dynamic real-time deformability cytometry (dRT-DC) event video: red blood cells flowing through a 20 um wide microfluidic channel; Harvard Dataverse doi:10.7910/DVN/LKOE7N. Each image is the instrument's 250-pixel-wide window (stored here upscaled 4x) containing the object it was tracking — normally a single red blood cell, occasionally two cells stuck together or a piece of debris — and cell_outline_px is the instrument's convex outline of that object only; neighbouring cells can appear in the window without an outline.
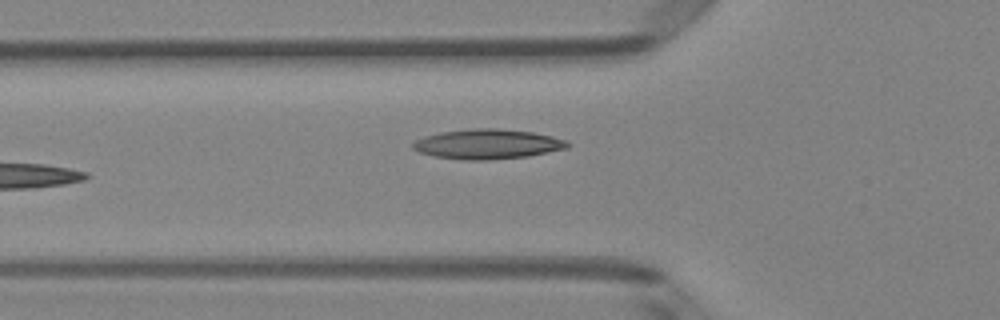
{"species": "Egyptian fruit bat (a non-hibernating species)", "species_latin": "Rousettus aegyptiacus", "temperature_condition": "room temperature", "stored_images_in_passage": 6, "camera_frame_rate_fps": 3000, "um_per_image_px": 0.085, "animal": {"sex": "female"}, "frame": {"image": 1, "passage_image": 6, "time_ms": 1.667, "image_size_px": [1000, 320], "cell_outline_px": [[572, 144], [568, 148], [528, 156], [488, 160], [464, 160], [432, 156], [420, 152], [412, 148], [412, 144], [416, 140], [424, 136], [440, 132], [472, 128], [500, 128], [532, 132], [552, 136], [568, 140]], "centroid_in_image_um": [41.46, 12.24], "position_along_channel_um": 84.3, "area_um2": 27.11}}